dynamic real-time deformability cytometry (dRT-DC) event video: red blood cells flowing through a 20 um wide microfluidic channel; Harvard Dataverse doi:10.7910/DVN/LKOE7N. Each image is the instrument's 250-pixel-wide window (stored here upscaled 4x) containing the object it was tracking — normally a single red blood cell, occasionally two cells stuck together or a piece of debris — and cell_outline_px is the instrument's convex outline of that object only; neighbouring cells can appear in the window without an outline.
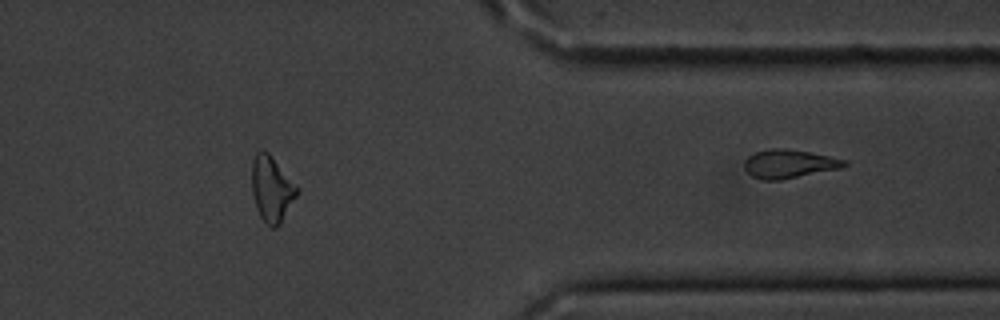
{"species": "common noctule bat (a hibernating species)", "species_latin": "Nyctalus noctula", "temperature_condition": "cold", "stored_images_in_passage": 11, "camera_frame_rate_fps": 3000, "um_per_image_px": 0.085, "animal": {"sex": "male", "body_mass_g": 20.1, "forearm_length_mm": 53.5}, "frame": {"image": 1, "passage_image": 11, "time_ms": 12.667, "image_size_px": [1000, 320], "cell_outline_px": [[848, 164], [840, 168], [780, 180], [760, 180], [752, 176], [744, 168], [744, 160], [748, 156], [756, 152], [772, 148], [784, 148], [808, 152], [848, 160]], "centroid_in_image_um": [67.05, 13.93], "position_along_channel_um": 344.4, "area_um2": 16.53}}